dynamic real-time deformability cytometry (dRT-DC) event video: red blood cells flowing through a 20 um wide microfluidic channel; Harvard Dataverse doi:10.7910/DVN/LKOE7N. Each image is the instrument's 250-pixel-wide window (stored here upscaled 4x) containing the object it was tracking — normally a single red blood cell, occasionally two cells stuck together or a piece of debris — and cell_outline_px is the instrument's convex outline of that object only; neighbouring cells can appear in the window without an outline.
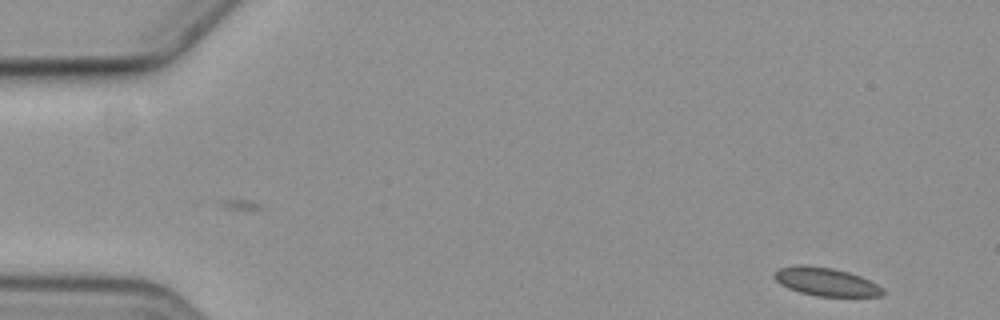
{"species": "common noctule bat (a hibernating species)", "species_latin": "Nyctalus noctula", "temperature_condition": "cold", "stored_images_in_passage": 8, "camera_frame_rate_fps": 3000, "um_per_image_px": 0.085, "animal": {"sex": "female", "body_mass_g": 19.3, "forearm_length_mm": 54.1}, "frame": {"image": 1, "passage_image": 1, "time_ms": 0.0, "image_size_px": [1000, 320], "cell_outline_px": [[884, 296], [816, 296], [800, 292], [788, 288], [780, 284], [772, 276], [780, 268], [796, 264], [808, 264], [832, 268], [848, 272], [860, 276], [884, 288]], "centroid_in_image_um": [70.19, 23.94], "position_along_channel_um": 14.8, "area_um2": 17.92}}
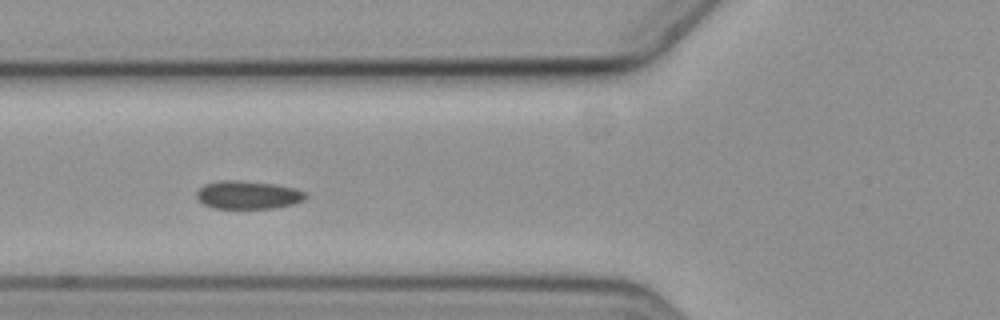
{"frame": {"image": 2, "passage_image": 6, "time_ms": 6.0, "image_size_px": [1000, 320], "cell_outline_px": [[308, 196], [304, 200], [292, 204], [272, 208], [212, 208], [204, 204], [196, 196], [196, 192], [204, 184], [220, 180], [240, 180], [276, 184], [296, 188], [304, 192]], "centroid_in_image_um": [21.08, 16.55], "position_along_channel_um": 104.7, "area_um2": 17.92}}
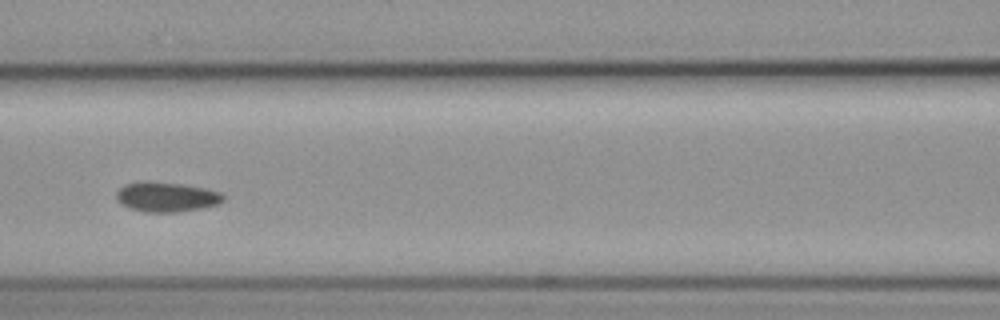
{"frame": {"image": 3, "passage_image": 7, "time_ms": 7.333, "image_size_px": [1000, 320], "cell_outline_px": [[224, 200], [220, 204], [204, 208], [176, 212], [144, 212], [132, 208], [116, 200], [116, 192], [124, 184], [140, 180], [148, 180], [180, 184], [204, 188], [220, 192], [224, 196]], "centroid_in_image_um": [14.15, 16.72], "position_along_channel_um": 152.5, "area_um2": 18.73}}